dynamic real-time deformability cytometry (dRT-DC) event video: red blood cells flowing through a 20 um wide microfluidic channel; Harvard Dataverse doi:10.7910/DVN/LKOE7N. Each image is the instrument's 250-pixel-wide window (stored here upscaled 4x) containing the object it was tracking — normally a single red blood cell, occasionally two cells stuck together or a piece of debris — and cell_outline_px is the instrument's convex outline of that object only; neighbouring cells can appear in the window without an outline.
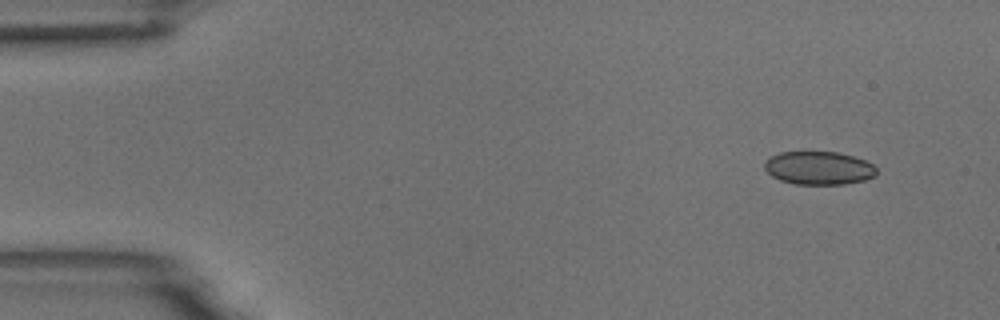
{"species": "common noctule bat (a hibernating species)", "species_latin": "Nyctalus noctula", "temperature_condition": "room temperature", "stored_images_in_passage": 8, "camera_frame_rate_fps": 3000, "um_per_image_px": 0.085, "animal": {"sex": "male", "body_mass_g": 18.8}, "frame": {"image": 1, "passage_image": 1, "time_ms": 0.0, "image_size_px": [1000, 320], "cell_outline_px": [[876, 176], [864, 180], [844, 184], [796, 184], [780, 180], [772, 176], [764, 168], [764, 164], [772, 156], [780, 152], [836, 152], [852, 156], [864, 160], [872, 164], [876, 168]], "centroid_in_image_um": [69.61, 14.29], "position_along_channel_um": 15.4, "area_um2": 21.5}}
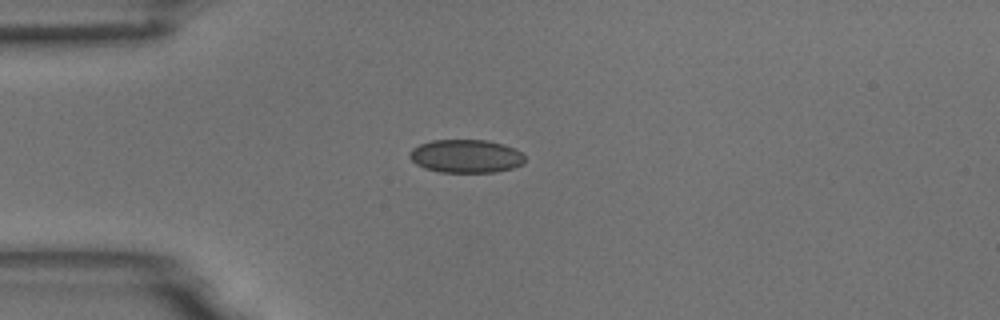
{"frame": {"image": 2, "passage_image": 4, "time_ms": 1.0, "image_size_px": [1000, 320], "cell_outline_px": [[524, 160], [520, 164], [512, 168], [492, 172], [440, 172], [424, 168], [416, 164], [408, 156], [408, 152], [412, 148], [420, 144], [432, 140], [488, 140], [504, 144], [516, 148], [524, 156]], "centroid_in_image_um": [39.57, 13.26], "position_along_channel_um": 45.4, "area_um2": 22.37}}